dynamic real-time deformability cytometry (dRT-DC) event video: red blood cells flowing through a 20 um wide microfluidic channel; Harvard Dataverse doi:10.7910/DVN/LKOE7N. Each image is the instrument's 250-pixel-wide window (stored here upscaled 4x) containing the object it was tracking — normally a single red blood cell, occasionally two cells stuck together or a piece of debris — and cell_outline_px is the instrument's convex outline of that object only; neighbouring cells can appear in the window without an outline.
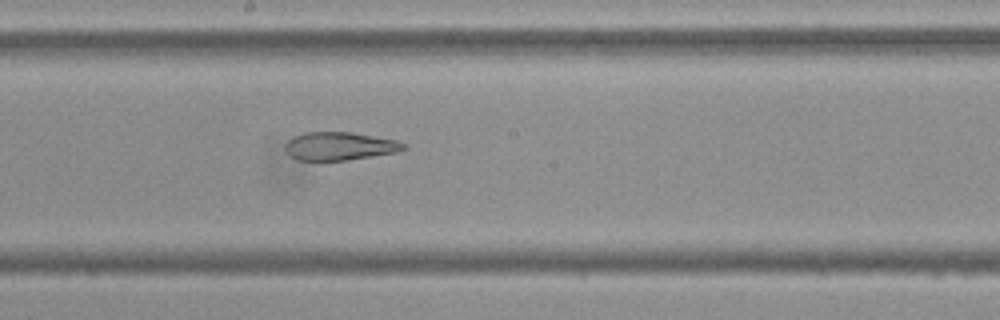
{"species": "Egyptian fruit bat (a non-hibernating species)", "species_latin": "Rousettus aegyptiacus", "temperature_condition": "cold", "stored_images_in_passage": 54, "camera_frame_rate_fps": 3000, "um_per_image_px": 0.085, "frame": {"image": 1, "passage_image": 29, "time_ms": 9.333, "image_size_px": [1000, 320], "cell_outline_px": [[408, 148], [396, 152], [372, 156], [344, 160], [296, 160], [288, 152], [288, 140], [304, 132], [352, 132], [396, 140], [404, 144]], "centroid_in_image_um": [28.91, 12.41], "position_along_channel_um": 219.3, "area_um2": 19.02}}
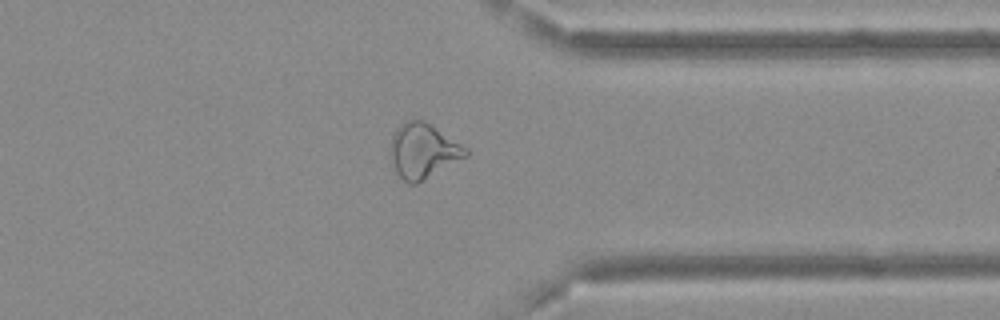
{"frame": {"image": 2, "passage_image": 42, "time_ms": 13.667, "image_size_px": [1000, 320], "cell_outline_px": [[468, 156], [416, 184], [408, 184], [396, 172], [392, 164], [388, 148], [392, 136], [396, 128], [400, 124], [408, 120], [424, 120], [468, 148]], "centroid_in_image_um": [35.94, 12.82], "position_along_channel_um": 375.5, "area_um2": 24.22}}
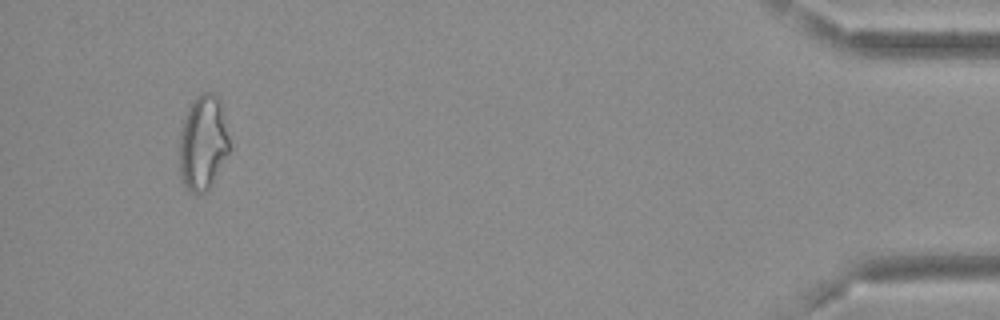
{"frame": {"image": 3, "passage_image": 51, "time_ms": 16.667, "image_size_px": [1000, 320], "cell_outline_px": [[232, 148], [208, 188], [204, 192], [192, 192], [184, 188], [180, 176], [180, 132], [184, 116], [188, 108], [196, 96], [200, 92], [216, 92], [220, 100]], "centroid_in_image_um": [17.26, 12.09], "position_along_channel_um": 417.9, "area_um2": 27.92}, "authors_computed_cell_mechanics": {"area_um2": 26.01, "velocity_mm_per_s": 3.7122, "shape_relaxation_time_tau1_ms": null, "shape_relaxation_time_tau2_ms": 2.7628, "deformation_change_tau1": null, "deformation_change_tau2": 0.1136}}